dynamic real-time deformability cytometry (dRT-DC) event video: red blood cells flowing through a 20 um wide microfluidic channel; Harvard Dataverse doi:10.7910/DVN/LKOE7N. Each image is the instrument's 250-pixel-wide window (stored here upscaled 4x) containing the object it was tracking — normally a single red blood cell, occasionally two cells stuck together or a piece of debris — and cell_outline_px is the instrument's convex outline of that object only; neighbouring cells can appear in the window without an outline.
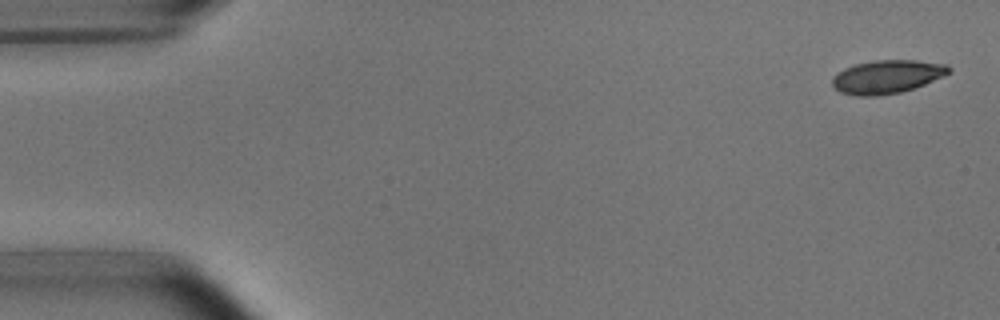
{"species": "common noctule bat (a hibernating species)", "species_latin": "Nyctalus noctula", "temperature_condition": "room temperature", "stored_images_in_passage": 5, "segment_of_instrument_passage": [1, 2], "camera_frame_rate_fps": 3000, "um_per_image_px": 0.085, "animal": {"sex": "male", "body_mass_g": 15.6}, "frame": {"image": 1, "passage_image": 1, "time_ms": 0.0, "image_size_px": [1000, 320], "cell_outline_px": [[952, 68], [944, 76], [924, 84], [900, 92], [876, 96], [856, 96], [840, 92], [832, 84], [832, 76], [844, 68], [856, 64], [872, 60], [916, 60], [948, 64]], "centroid_in_image_um": [75.39, 6.51], "position_along_channel_um": 9.6, "area_um2": 22.66}}
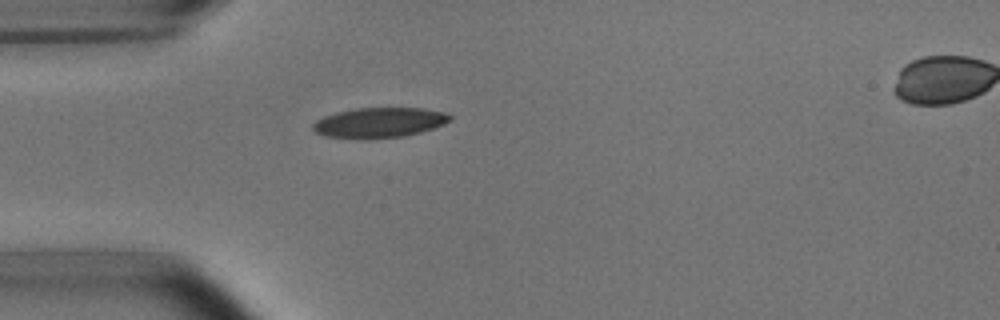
{"frame": {"image": 2, "passage_image": 4, "time_ms": 4.333, "image_size_px": [1000, 320], "cell_outline_px": [[452, 120], [444, 124], [420, 132], [404, 136], [372, 140], [364, 140], [328, 136], [316, 132], [312, 128], [312, 124], [316, 120], [324, 116], [336, 112], [356, 108], [420, 108], [444, 112], [452, 116]], "centroid_in_image_um": [32.23, 10.43], "position_along_channel_um": 52.8, "area_um2": 24.28}}